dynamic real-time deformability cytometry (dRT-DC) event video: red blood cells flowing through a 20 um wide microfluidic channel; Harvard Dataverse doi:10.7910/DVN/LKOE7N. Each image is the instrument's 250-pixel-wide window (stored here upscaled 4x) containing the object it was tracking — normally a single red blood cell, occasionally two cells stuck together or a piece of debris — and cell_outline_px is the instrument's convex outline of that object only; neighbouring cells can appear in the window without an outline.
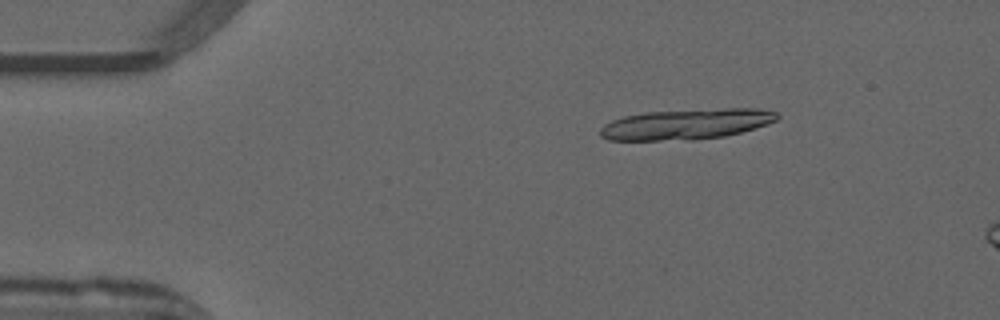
{"species": "common noctule bat (a hibernating species)", "species_latin": "Nyctalus noctula", "temperature_condition": "warm", "stored_images_in_passage": 14, "camera_frame_rate_fps": 3000, "um_per_image_px": 0.085, "animal": {"sex": "male", "forearm_length_mm": 52.5}, "frame": {"image": 1, "passage_image": 8, "time_ms": 2.333, "image_size_px": [1000, 320], "cell_outline_px": [[780, 116], [776, 120], [756, 128], [724, 136], [692, 140], [608, 140], [600, 136], [600, 128], [604, 124], [612, 120], [624, 116], [644, 112], [724, 108], [760, 108], [776, 112]], "centroid_in_image_um": [58.33, 10.55], "position_along_channel_um": 26.7, "area_um2": 31.62}}